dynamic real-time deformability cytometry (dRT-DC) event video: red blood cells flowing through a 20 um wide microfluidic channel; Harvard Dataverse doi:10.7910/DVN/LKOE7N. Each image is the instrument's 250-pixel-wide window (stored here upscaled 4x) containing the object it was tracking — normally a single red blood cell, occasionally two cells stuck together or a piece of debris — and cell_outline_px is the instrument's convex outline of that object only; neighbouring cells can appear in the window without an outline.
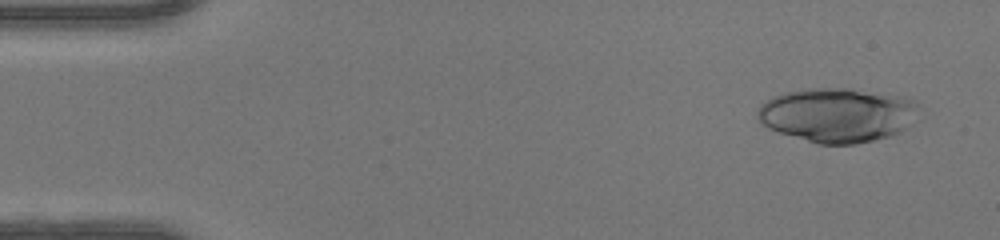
{"species": "human", "species_latin": "Homo sapiens", "temperature_condition": "warm", "stored_images_in_passage": 48, "camera_frame_rate_fps": 3000, "um_per_image_px": 0.085, "donor": {"sex": "female"}, "frame": {"image": 1, "passage_image": 3, "time_ms": 0.667, "image_size_px": [1000, 240], "cell_outline_px": [[920, 120], [900, 132], [892, 136], [856, 144], [820, 144], [780, 132], [768, 128], [756, 116], [756, 112], [760, 104], [772, 96], [784, 92], [808, 88], [852, 88], [908, 96], [916, 100], [920, 104]], "centroid_in_image_um": [71.3, 9.75], "position_along_channel_um": 13.7, "area_um2": 52.19}}
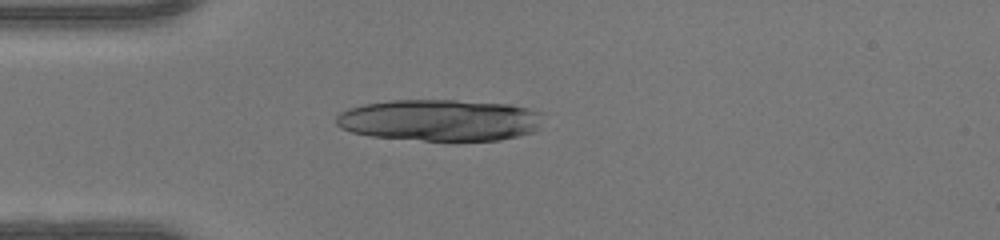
{"frame": {"image": 2, "passage_image": 13, "time_ms": 4.0, "image_size_px": [1000, 240], "cell_outline_px": [[544, 112], [536, 128], [532, 132], [520, 136], [500, 140], [456, 144], [372, 136], [352, 132], [340, 128], [336, 124], [336, 116], [340, 112], [348, 108], [364, 104], [392, 100], [456, 100], [512, 104]], "centroid_in_image_um": [37.41, 10.25], "position_along_channel_um": 47.6, "area_um2": 51.62}}